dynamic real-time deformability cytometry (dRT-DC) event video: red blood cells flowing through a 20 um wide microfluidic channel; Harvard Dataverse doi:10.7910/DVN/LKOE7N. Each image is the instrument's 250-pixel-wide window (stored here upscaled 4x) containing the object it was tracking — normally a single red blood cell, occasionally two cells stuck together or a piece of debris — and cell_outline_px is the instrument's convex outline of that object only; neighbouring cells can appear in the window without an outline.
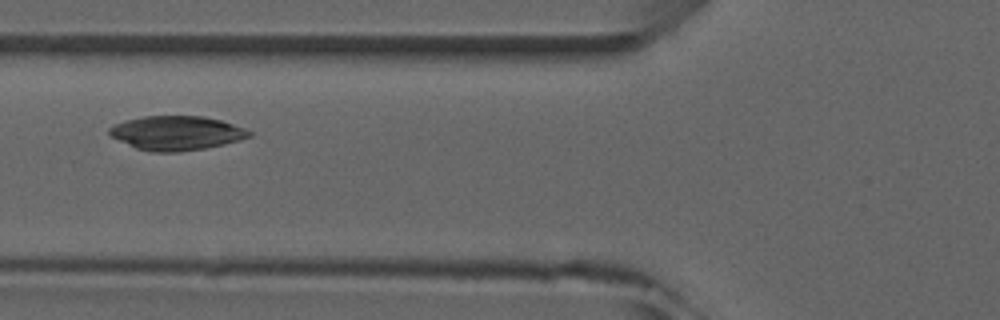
{"species": "common noctule bat (a hibernating species)", "species_latin": "Nyctalus noctula", "temperature_condition": "room temperature", "stored_images_in_passage": 4, "camera_frame_rate_fps": 3000, "um_per_image_px": 0.085, "animal": {"sex": "male", "forearm_length_mm": 52.5}, "frame": {"image": 1, "passage_image": 4, "time_ms": 3.333, "image_size_px": [1000, 320], "cell_outline_px": [[252, 136], [240, 140], [224, 144], [204, 148], [180, 152], [152, 152], [136, 148], [112, 136], [108, 132], [108, 128], [112, 124], [124, 120], [144, 116], [204, 116], [220, 120], [244, 128], [252, 132]], "centroid_in_image_um": [14.99, 11.3], "position_along_channel_um": 110.8, "area_um2": 27.86}}